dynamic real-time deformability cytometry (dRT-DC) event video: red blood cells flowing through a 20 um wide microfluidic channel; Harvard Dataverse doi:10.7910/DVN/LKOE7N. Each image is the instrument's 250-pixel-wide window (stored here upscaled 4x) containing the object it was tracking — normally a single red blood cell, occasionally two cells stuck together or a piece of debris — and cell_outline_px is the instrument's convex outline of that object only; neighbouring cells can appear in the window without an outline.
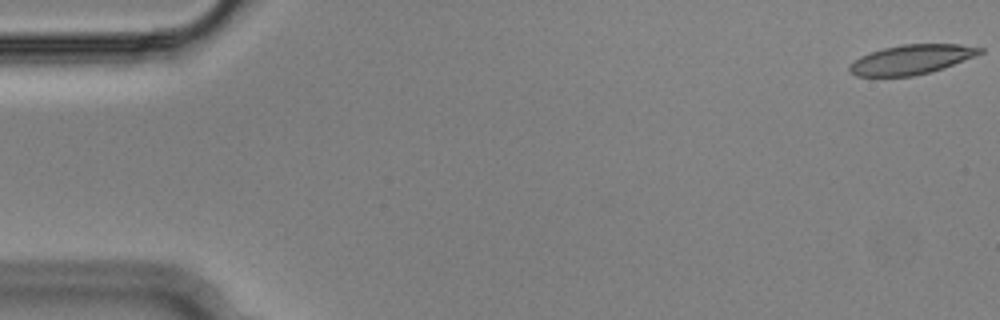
{"species": "Egyptian fruit bat (a non-hibernating species)", "species_latin": "Rousettus aegyptiacus", "temperature_condition": "cold", "stored_images_in_passage": 55, "camera_frame_rate_fps": 3000, "um_per_image_px": 0.085, "animal": {"sex": "male"}, "frame": {"image": 1, "passage_image": 1, "time_ms": 0.0, "image_size_px": [1000, 320], "cell_outline_px": [[984, 52], [952, 64], [928, 72], [912, 76], [856, 76], [848, 72], [848, 64], [860, 56], [884, 48], [900, 44], [960, 44], [984, 48]], "centroid_in_image_um": [77.41, 5.05], "position_along_channel_um": 7.6, "area_um2": 22.2}}
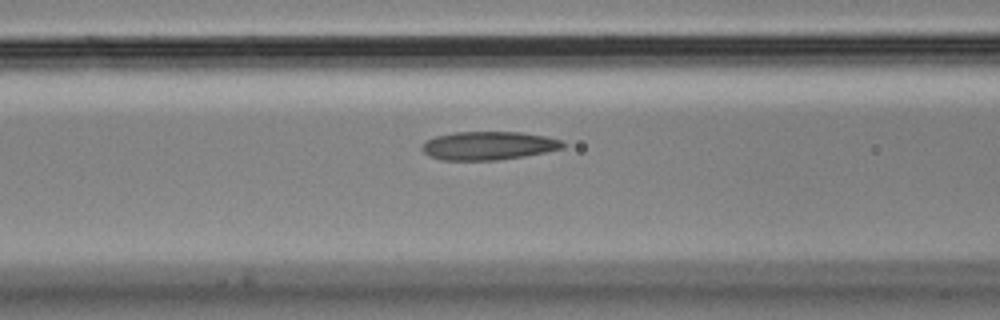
{"frame": {"image": 2, "passage_image": 22, "time_ms": 7.0, "image_size_px": [1000, 320], "cell_outline_px": [[564, 148], [524, 156], [496, 160], [440, 160], [428, 156], [420, 148], [428, 140], [436, 136], [452, 132], [520, 132], [544, 136], [560, 140], [564, 144]], "centroid_in_image_um": [41.48, 12.38], "position_along_channel_um": 125.1, "area_um2": 23.18}}
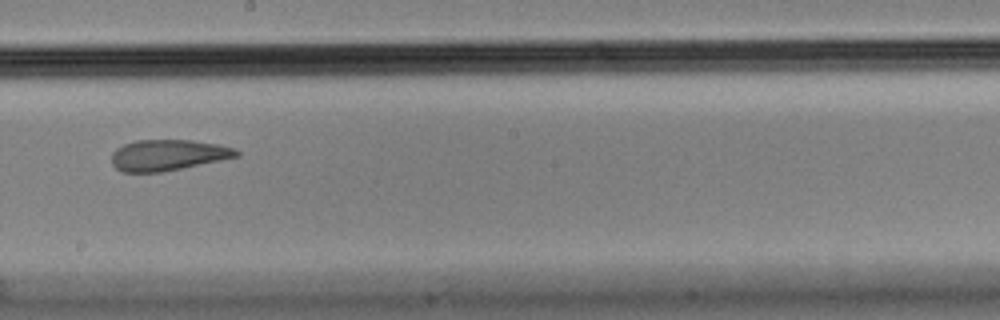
{"frame": {"image": 3, "passage_image": 31, "time_ms": 10.0, "image_size_px": [1000, 320], "cell_outline_px": [[240, 156], [160, 172], [124, 172], [116, 168], [112, 164], [112, 152], [116, 148], [124, 144], [136, 140], [192, 140], [216, 144], [232, 148], [240, 152]], "centroid_in_image_um": [14.24, 13.17], "position_along_channel_um": 234.0, "area_um2": 22.25}, "authors_computed_cell_mechanics": {"area_um2": 24.0448, "velocity_mm_per_s": 3.6242, "shape_relaxation_time_tau1_ms": null, "shape_relaxation_time_tau2_ms": 1.6406, "deformation_change_tau1": null, "deformation_change_tau2": 0.0899}}